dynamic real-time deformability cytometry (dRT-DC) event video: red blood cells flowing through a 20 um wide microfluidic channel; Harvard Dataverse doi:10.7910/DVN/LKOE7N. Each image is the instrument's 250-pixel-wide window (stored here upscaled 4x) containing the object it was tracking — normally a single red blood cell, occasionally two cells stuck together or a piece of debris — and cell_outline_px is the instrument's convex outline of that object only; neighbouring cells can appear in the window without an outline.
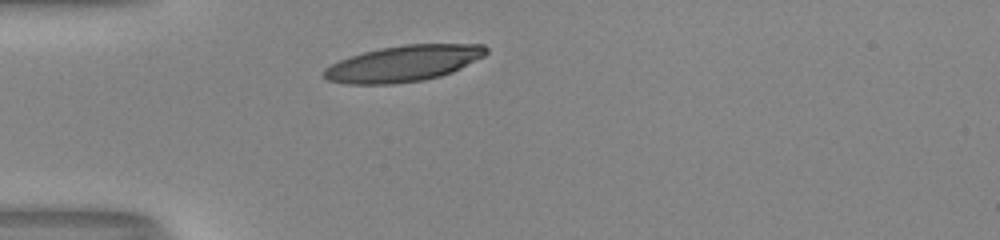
{"species": "human", "species_latin": "Homo sapiens", "temperature_condition": "room temperature", "stored_images_in_passage": 28, "camera_frame_rate_fps": 3000, "um_per_image_px": 0.085, "donor": {"sex": "male"}, "frame": {"image": 1, "passage_image": 1, "time_ms": 0.0, "image_size_px": [1000, 240], "cell_outline_px": [[488, 52], [484, 56], [452, 72], [440, 76], [424, 80], [392, 84], [348, 84], [328, 80], [320, 72], [324, 68], [348, 56], [380, 48], [404, 44], [484, 44], [488, 48]], "centroid_in_image_um": [34.28, 5.39], "position_along_channel_um": 50.7, "area_um2": 34.16}}
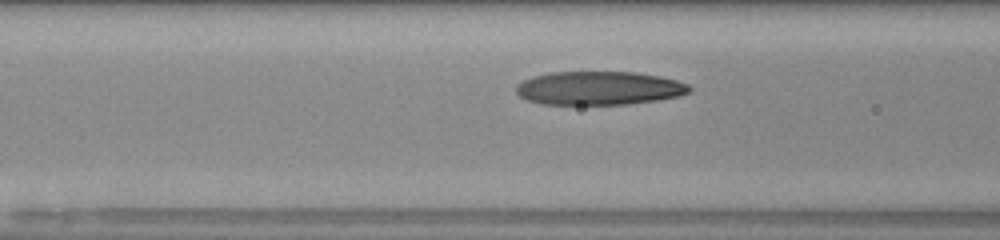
{"frame": {"image": 2, "passage_image": 7, "time_ms": 2.0, "image_size_px": [1000, 240], "cell_outline_px": [[692, 88], [688, 92], [680, 96], [656, 100], [628, 104], [540, 104], [524, 100], [516, 92], [516, 84], [532, 76], [548, 72], [636, 72], [660, 76], [676, 80], [688, 84]], "centroid_in_image_um": [50.88, 7.49], "position_along_channel_um": 115.7, "area_um2": 34.1}}
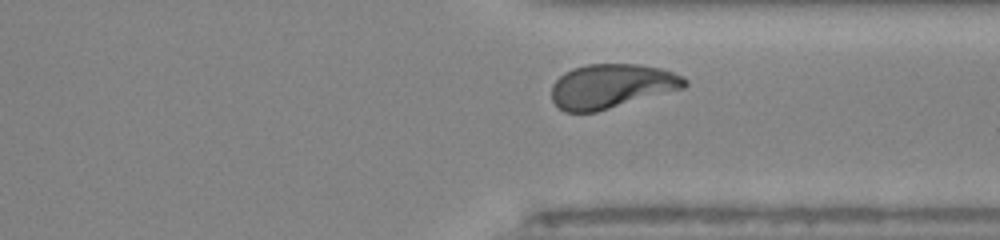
{"frame": {"image": 3, "passage_image": 25, "time_ms": 8.0, "image_size_px": [1000, 240], "cell_outline_px": [[688, 84], [684, 88], [596, 112], [564, 112], [552, 100], [552, 84], [564, 72], [572, 68], [588, 64], [636, 64], [660, 68], [672, 72], [688, 80]], "centroid_in_image_um": [51.96, 7.32], "position_along_channel_um": 359.4, "area_um2": 34.22}, "authors_computed_cell_mechanics": {"area_um2": 34.5644, "velocity_mm_per_s": 4.0636, "shape_relaxation_time_tau1_ms": 6.0222, "shape_relaxation_time_tau2_ms": 1.3627, "deformation_change_tau1": 0.2443, "deformation_change_tau2": 0.0811}}